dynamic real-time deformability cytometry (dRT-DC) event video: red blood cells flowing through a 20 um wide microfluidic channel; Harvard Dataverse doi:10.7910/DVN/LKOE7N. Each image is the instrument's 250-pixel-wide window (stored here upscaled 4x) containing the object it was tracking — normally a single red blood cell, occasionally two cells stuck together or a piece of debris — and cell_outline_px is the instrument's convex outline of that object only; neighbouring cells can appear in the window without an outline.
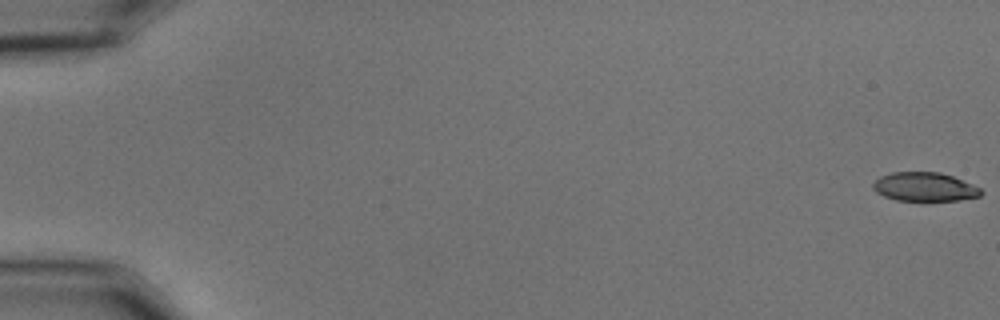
{"species": "common noctule bat (a hibernating species)", "species_latin": "Nyctalus noctula", "temperature_condition": "cold", "stored_images_in_passage": 57, "camera_frame_rate_fps": 3000, "um_per_image_px": 0.085, "animal": {"sex": "male", "body_mass_g": 15.6}, "frame": {"image": 1, "passage_image": 1, "time_ms": 0.0, "image_size_px": [1000, 320], "cell_outline_px": [[984, 192], [980, 196], [960, 200], [896, 200], [884, 196], [876, 192], [872, 188], [872, 184], [880, 176], [892, 172], [940, 172], [952, 176], [972, 184], [980, 188]], "centroid_in_image_um": [78.58, 15.88], "position_along_channel_um": 6.4, "area_um2": 18.09}}
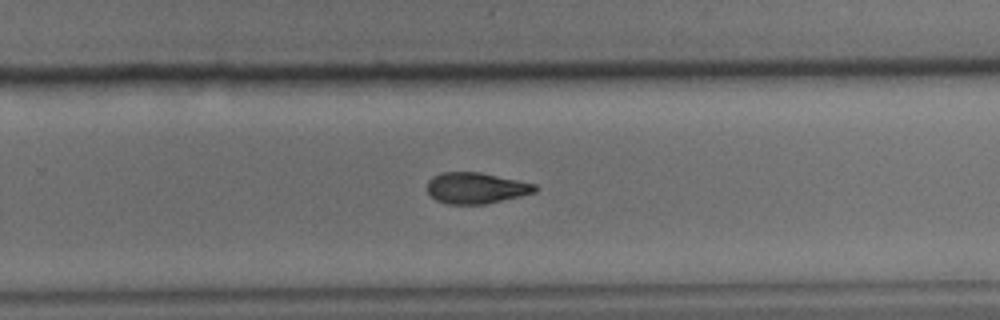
{"frame": {"image": 2, "passage_image": 38, "time_ms": 12.333, "image_size_px": [1000, 320], "cell_outline_px": [[540, 188], [536, 192], [520, 196], [484, 204], [448, 204], [436, 200], [428, 192], [428, 180], [432, 176], [440, 172], [480, 172], [536, 184]], "centroid_in_image_um": [40.47, 15.97], "position_along_channel_um": 289.3, "area_um2": 19.54}}
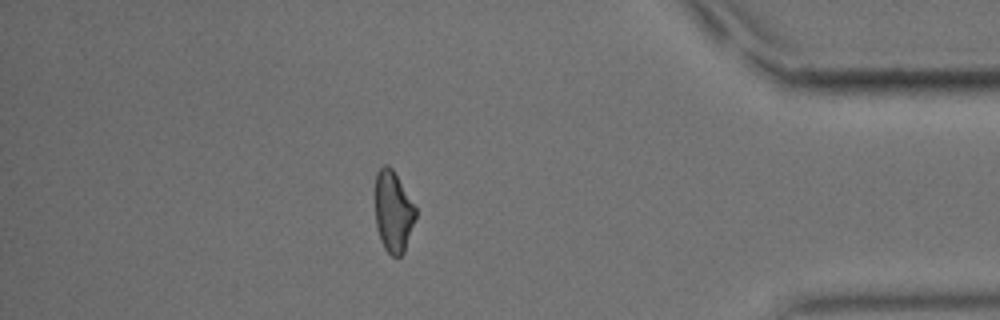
{"frame": {"image": 3, "passage_image": 50, "time_ms": 16.333, "image_size_px": [1000, 320], "cell_outline_px": [[416, 216], [404, 252], [400, 256], [392, 256], [384, 248], [380, 240], [376, 224], [376, 172], [384, 164], [388, 164], [392, 168], [416, 208]], "centroid_in_image_um": [33.42, 17.99], "position_along_channel_um": 401.8, "area_um2": 18.9}, "authors_computed_cell_mechanics": {"area_um2": 20.1722, "velocity_mm_per_s": 3.623, "shape_relaxation_time_tau1_ms": 5.6039, "shape_relaxation_time_tau2_ms": 4.1143, "deformation_change_tau1": 0.1548, "deformation_change_tau2": 0.1096}}